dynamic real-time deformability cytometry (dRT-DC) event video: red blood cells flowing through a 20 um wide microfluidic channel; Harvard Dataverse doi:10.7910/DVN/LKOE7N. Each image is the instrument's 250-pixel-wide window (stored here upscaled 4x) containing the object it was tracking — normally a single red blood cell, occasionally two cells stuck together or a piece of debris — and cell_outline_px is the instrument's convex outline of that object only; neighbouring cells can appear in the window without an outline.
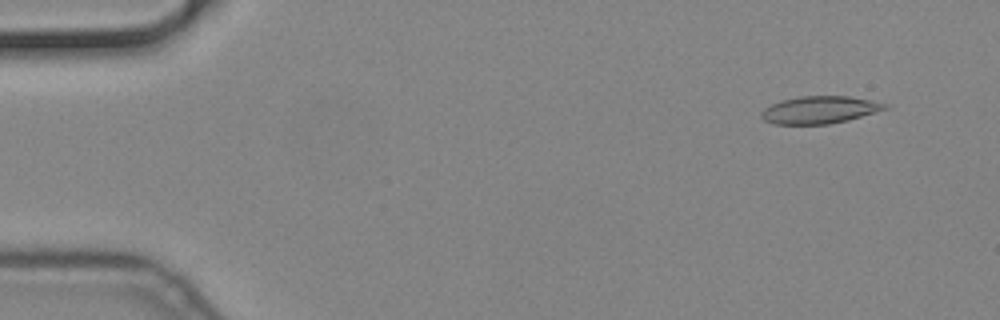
{"species": "common noctule bat (a hibernating species)", "species_latin": "Nyctalus noctula", "temperature_condition": "cold", "stored_images_in_passage": 10, "camera_frame_rate_fps": 3000, "um_per_image_px": 0.085, "animal": {"sex": "male", "body_mass_g": 19.2, "forearm_length_mm": 51.8}, "frame": {"image": 1, "passage_image": 2, "time_ms": 0.333, "image_size_px": [1000, 320], "cell_outline_px": [[888, 108], [848, 120], [828, 124], [776, 124], [764, 120], [760, 116], [760, 112], [764, 108], [780, 100], [800, 96], [848, 96], [888, 104]], "centroid_in_image_um": [69.62, 9.33], "position_along_channel_um": 15.4, "area_um2": 19.59}}